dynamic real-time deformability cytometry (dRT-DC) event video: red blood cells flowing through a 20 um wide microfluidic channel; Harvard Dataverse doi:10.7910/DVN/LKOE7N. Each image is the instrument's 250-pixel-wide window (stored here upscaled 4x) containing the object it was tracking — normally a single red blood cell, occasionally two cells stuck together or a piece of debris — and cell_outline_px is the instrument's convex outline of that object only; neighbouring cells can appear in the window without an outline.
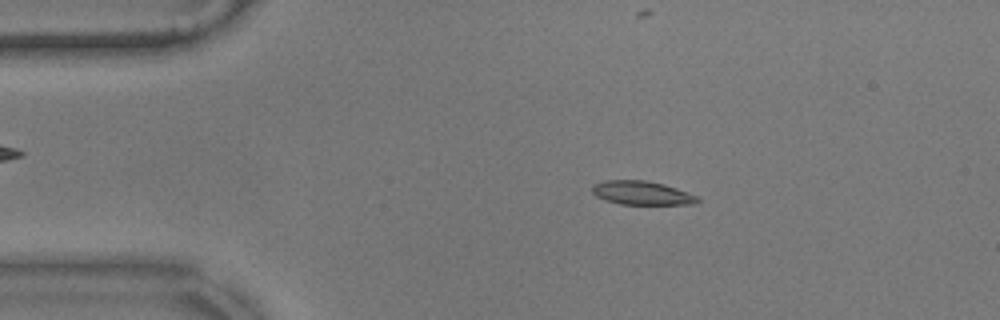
{"species": "common noctule bat (a hibernating species)", "species_latin": "Nyctalus noctula", "temperature_condition": "warm", "stored_images_in_passage": 54, "camera_frame_rate_fps": 3000, "um_per_image_px": 0.085, "animal": {"sex": "male", "body_mass_g": 17.9}, "frame": {"image": 1, "passage_image": 7, "time_ms": 2.0, "image_size_px": [1000, 320], "cell_outline_px": [[700, 200], [696, 204], [620, 204], [604, 200], [596, 196], [592, 192], [592, 184], [604, 180], [644, 180], [664, 184], [676, 188], [696, 196]], "centroid_in_image_um": [54.51, 16.4], "position_along_channel_um": 30.5, "area_um2": 14.57}}
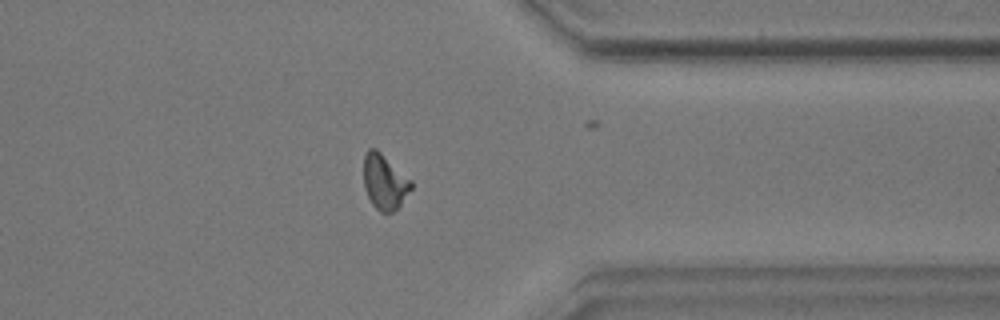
{"frame": {"image": 2, "passage_image": 41, "time_ms": 13.333, "image_size_px": [1000, 320], "cell_outline_px": [[412, 188], [400, 204], [392, 212], [380, 212], [372, 204], [364, 188], [364, 152], [368, 148], [376, 148], [412, 180]], "centroid_in_image_um": [32.67, 15.43], "position_along_channel_um": 378.7, "area_um2": 15.2}}
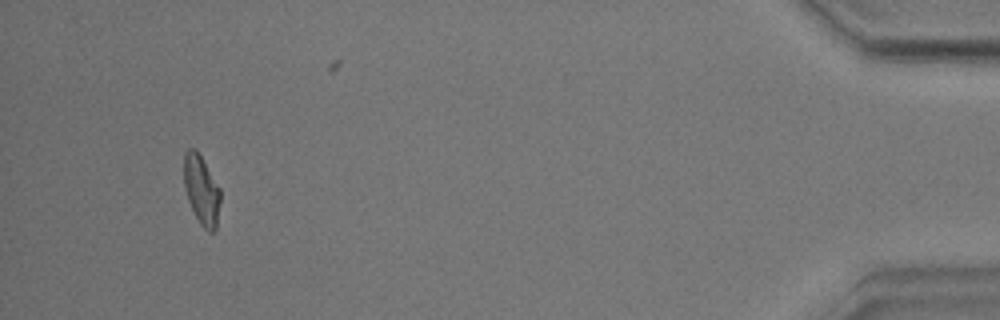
{"frame": {"image": 3, "passage_image": 50, "time_ms": 16.333, "image_size_px": [1000, 320], "cell_outline_px": [[220, 200], [216, 228], [212, 232], [208, 232], [200, 224], [188, 200], [184, 188], [184, 152], [188, 148], [196, 148], [220, 188]], "centroid_in_image_um": [17.11, 16.12], "position_along_channel_um": 418.1, "area_um2": 14.68}, "authors_computed_cell_mechanics": {"area_um2": 14.6812, "velocity_mm_per_s": 3.5411, "shape_relaxation_time_tau1_ms": 4.4005, "shape_relaxation_time_tau2_ms": 2.0416, "deformation_change_tau1": 0.1655, "deformation_change_tau2": 0.0893}}